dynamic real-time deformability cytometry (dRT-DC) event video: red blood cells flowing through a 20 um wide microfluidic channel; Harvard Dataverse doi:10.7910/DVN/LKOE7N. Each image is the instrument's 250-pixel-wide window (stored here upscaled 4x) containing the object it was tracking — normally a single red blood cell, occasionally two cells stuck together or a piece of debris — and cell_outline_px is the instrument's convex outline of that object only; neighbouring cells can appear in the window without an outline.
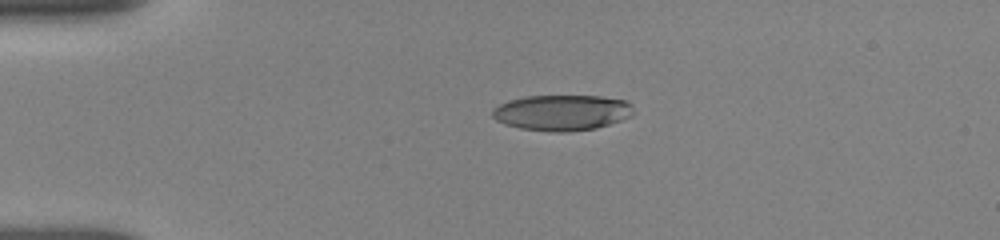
{"species": "human", "species_latin": "Homo sapiens", "temperature_condition": "room temperature", "stored_images_in_passage": 37, "camera_frame_rate_fps": 3000, "um_per_image_px": 0.085, "donor": {"sex": "female"}, "frame": {"image": 1, "passage_image": 1, "time_ms": 0.0, "image_size_px": [1000, 240], "cell_outline_px": [[636, 112], [632, 116], [596, 128], [568, 132], [552, 132], [520, 128], [504, 124], [496, 120], [492, 116], [492, 108], [508, 100], [524, 96], [600, 96], [624, 100], [632, 104]], "centroid_in_image_um": [47.77, 9.57], "position_along_channel_um": 37.2, "area_um2": 29.59}}
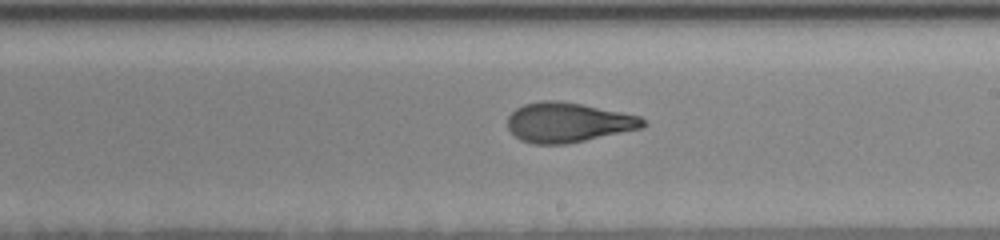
{"frame": {"image": 2, "passage_image": 19, "time_ms": 6.333, "image_size_px": [1000, 240], "cell_outline_px": [[648, 124], [644, 128], [568, 144], [532, 144], [520, 140], [508, 128], [508, 116], [516, 108], [524, 104], [540, 100], [556, 100], [580, 104], [640, 116]], "centroid_in_image_um": [48.29, 10.41], "position_along_channel_um": 240.7, "area_um2": 31.44}}
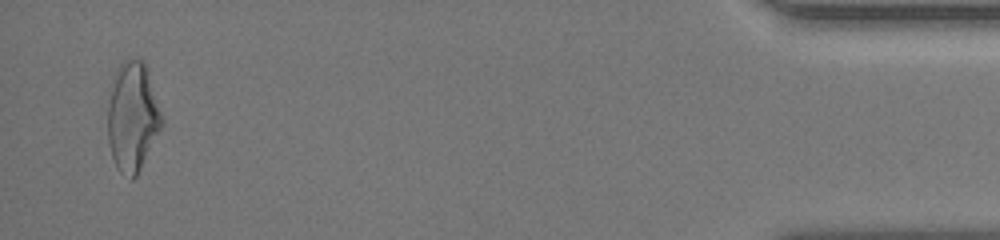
{"frame": {"image": 3, "passage_image": 36, "time_ms": 13.0, "image_size_px": [1000, 240], "cell_outline_px": [[164, 124], [136, 176], [132, 180], [120, 172], [116, 168], [112, 156], [108, 140], [108, 104], [112, 76], [116, 68], [120, 64], [128, 60], [144, 60], [164, 120]], "centroid_in_image_um": [11.26, 9.93], "position_along_channel_um": 423.9, "area_um2": 34.51}, "authors_computed_cell_mechanics": {"area_um2": 31.3854, "velocity_mm_per_s": 3.8701, "shape_relaxation_time_tau1_ms": 4.4815, "shape_relaxation_time_tau2_ms": 1.6257, "deformation_change_tau1": 0.1851, "deformation_change_tau2": 0.0945}}